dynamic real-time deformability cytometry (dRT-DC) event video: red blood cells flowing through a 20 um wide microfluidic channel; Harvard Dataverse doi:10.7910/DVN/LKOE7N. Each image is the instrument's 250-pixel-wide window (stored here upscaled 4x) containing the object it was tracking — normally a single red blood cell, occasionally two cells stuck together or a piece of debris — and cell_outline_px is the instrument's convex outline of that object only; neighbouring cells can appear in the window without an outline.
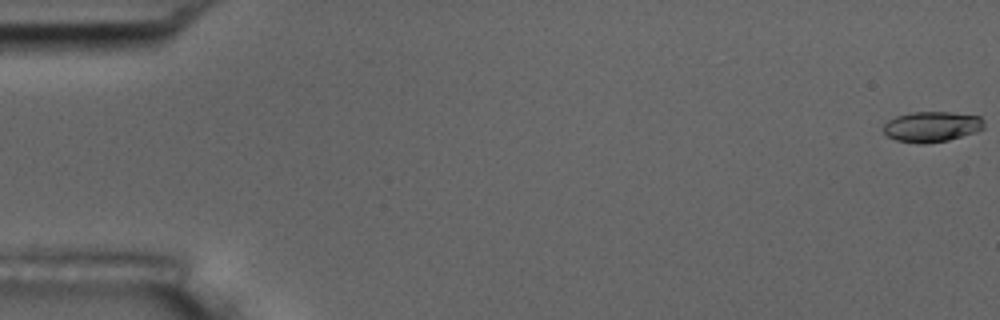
{"species": "common noctule bat (a hibernating species)", "species_latin": "Nyctalus noctula", "temperature_condition": "room temperature", "stored_images_in_passage": 56, "camera_frame_rate_fps": 3000, "um_per_image_px": 0.085, "animal": {"sex": "male", "body_mass_g": 17.5, "forearm_length_mm": 52.3}, "frame": {"image": 1, "passage_image": 1, "time_ms": 0.0, "image_size_px": [1000, 320], "cell_outline_px": [[984, 128], [976, 132], [948, 140], [924, 144], [916, 144], [896, 140], [888, 136], [884, 132], [884, 124], [888, 120], [896, 116], [912, 112], [948, 112], [980, 116], [984, 120]], "centroid_in_image_um": [79.2, 10.77], "position_along_channel_um": 5.8, "area_um2": 17.92}}
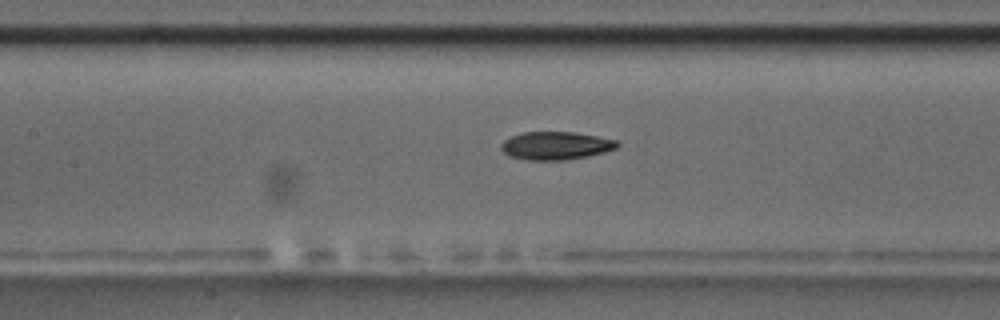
{"frame": {"image": 2, "passage_image": 26, "time_ms": 8.333, "image_size_px": [1000, 320], "cell_outline_px": [[620, 144], [616, 148], [604, 152], [588, 156], [568, 160], [528, 160], [508, 156], [500, 148], [500, 144], [504, 140], [512, 136], [524, 132], [572, 132], [596, 136], [616, 140]], "centroid_in_image_um": [47.22, 12.39], "position_along_channel_um": 160.2, "area_um2": 18.96}}
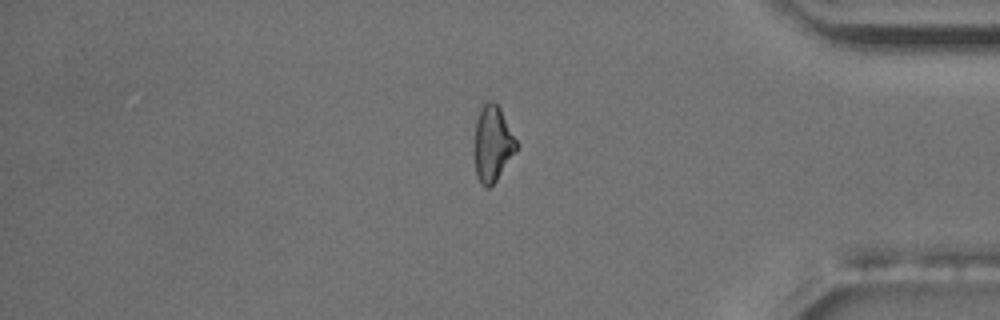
{"frame": {"image": 3, "passage_image": 47, "time_ms": 15.333, "image_size_px": [1000, 320], "cell_outline_px": [[520, 144], [516, 152], [496, 180], [488, 188], [484, 188], [480, 184], [476, 176], [476, 120], [480, 100], [492, 100], [500, 108]], "centroid_in_image_um": [41.9, 12.15], "position_along_channel_um": 393.3, "area_um2": 18.84}, "authors_computed_cell_mechanics": {"area_um2": 18.785, "velocity_mm_per_s": 3.7001, "shape_relaxation_time_tau1_ms": 4.6362, "shape_relaxation_time_tau2_ms": 6.9477, "deformation_change_tau1": 0.1606, "deformation_change_tau2": 0.1584}}